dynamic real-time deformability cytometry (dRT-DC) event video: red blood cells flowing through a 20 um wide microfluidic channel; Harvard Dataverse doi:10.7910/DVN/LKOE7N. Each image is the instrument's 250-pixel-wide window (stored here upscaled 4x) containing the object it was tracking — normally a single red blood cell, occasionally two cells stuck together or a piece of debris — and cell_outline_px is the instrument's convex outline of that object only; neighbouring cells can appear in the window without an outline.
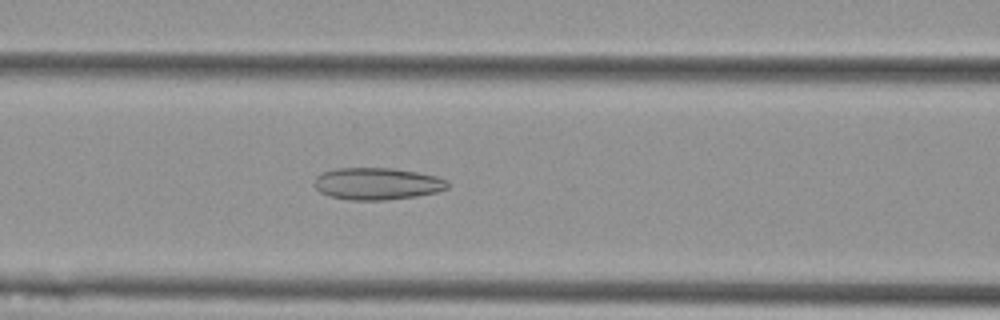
{"species": "Egyptian fruit bat (a non-hibernating species)", "species_latin": "Rousettus aegyptiacus", "temperature_condition": "cold", "stored_images_in_passage": 44, "camera_frame_rate_fps": 3000, "um_per_image_px": 0.085, "animal": {"sex": "female"}, "frame": {"image": 1, "passage_image": 15, "time_ms": 4.667, "image_size_px": [1000, 320], "cell_outline_px": [[448, 188], [436, 192], [416, 196], [384, 200], [352, 200], [328, 196], [320, 192], [312, 184], [316, 176], [324, 172], [336, 168], [392, 168], [416, 172], [436, 176], [448, 180]], "centroid_in_image_um": [32.03, 15.61], "position_along_channel_um": 134.6, "area_um2": 24.91}}
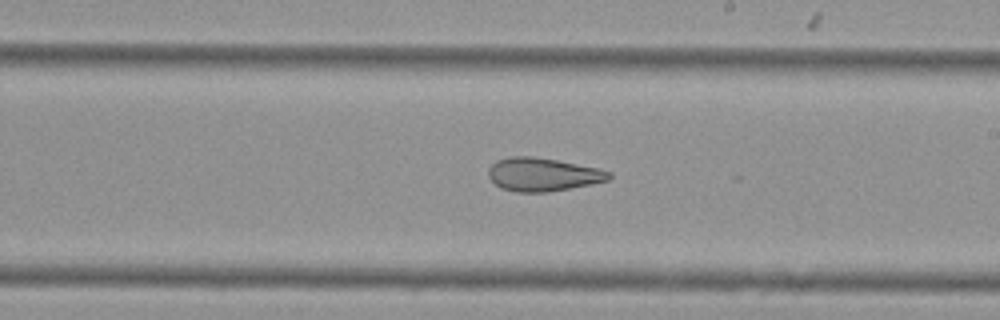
{"frame": {"image": 2, "passage_image": 24, "time_ms": 7.667, "image_size_px": [1000, 320], "cell_outline_px": [[612, 176], [608, 180], [592, 184], [548, 192], [516, 192], [500, 188], [488, 176], [488, 168], [496, 160], [512, 156], [532, 156], [556, 160], [600, 168], [612, 172]], "centroid_in_image_um": [46.15, 14.83], "position_along_channel_um": 242.9, "area_um2": 23.52}}
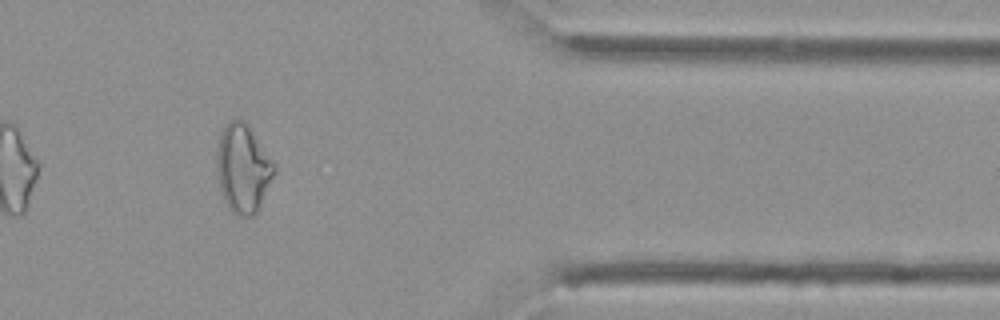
{"frame": {"image": 3, "passage_image": 38, "time_ms": 12.333, "image_size_px": [1000, 320], "cell_outline_px": [[276, 172], [256, 212], [252, 216], [236, 216], [228, 208], [224, 200], [220, 188], [216, 164], [216, 152], [220, 132], [228, 120], [236, 116], [240, 116], [248, 124], [276, 160]], "centroid_in_image_um": [20.67, 14.23], "position_along_channel_um": 390.7, "area_um2": 30.52}, "authors_computed_cell_mechanics": {"area_um2": 26.0967, "velocity_mm_per_s": 3.6233, "shape_relaxation_time_tau1_ms": null, "shape_relaxation_time_tau2_ms": 3.9793, "deformation_change_tau1": null, "deformation_change_tau2": 0.1333}}